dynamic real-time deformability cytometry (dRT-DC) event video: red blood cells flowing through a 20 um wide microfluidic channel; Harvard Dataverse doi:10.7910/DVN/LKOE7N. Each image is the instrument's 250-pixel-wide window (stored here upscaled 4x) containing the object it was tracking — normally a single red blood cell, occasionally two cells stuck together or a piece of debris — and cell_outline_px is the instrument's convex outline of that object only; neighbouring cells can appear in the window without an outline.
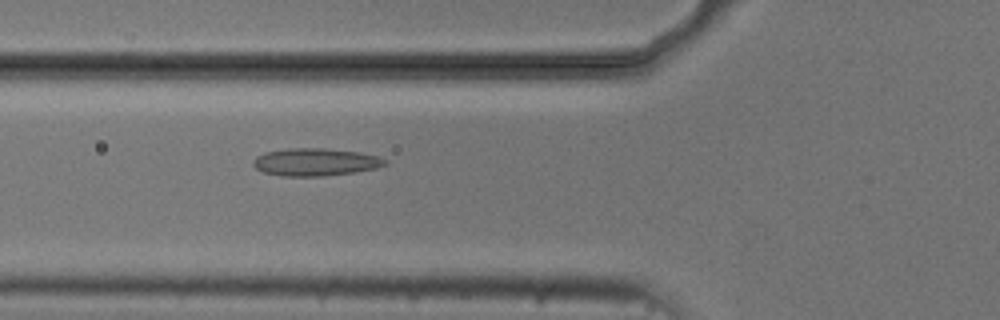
{"species": "common noctule bat (a hibernating species)", "species_latin": "Nyctalus noctula", "temperature_condition": "cold", "stored_images_in_passage": 4, "camera_frame_rate_fps": 3000, "um_per_image_px": 0.085, "animal": {"sex": "male", "body_mass_g": 20.5, "forearm_length_mm": 52.5}, "frame": {"image": 1, "passage_image": 4, "time_ms": 3.333, "image_size_px": [1000, 320], "cell_outline_px": [[388, 164], [376, 168], [356, 172], [324, 176], [284, 176], [264, 172], [256, 168], [252, 164], [252, 160], [256, 156], [264, 152], [288, 148], [324, 148], [360, 152], [376, 156], [388, 160]], "centroid_in_image_um": [26.81, 13.77], "position_along_channel_um": 99.0, "area_um2": 21.33}}